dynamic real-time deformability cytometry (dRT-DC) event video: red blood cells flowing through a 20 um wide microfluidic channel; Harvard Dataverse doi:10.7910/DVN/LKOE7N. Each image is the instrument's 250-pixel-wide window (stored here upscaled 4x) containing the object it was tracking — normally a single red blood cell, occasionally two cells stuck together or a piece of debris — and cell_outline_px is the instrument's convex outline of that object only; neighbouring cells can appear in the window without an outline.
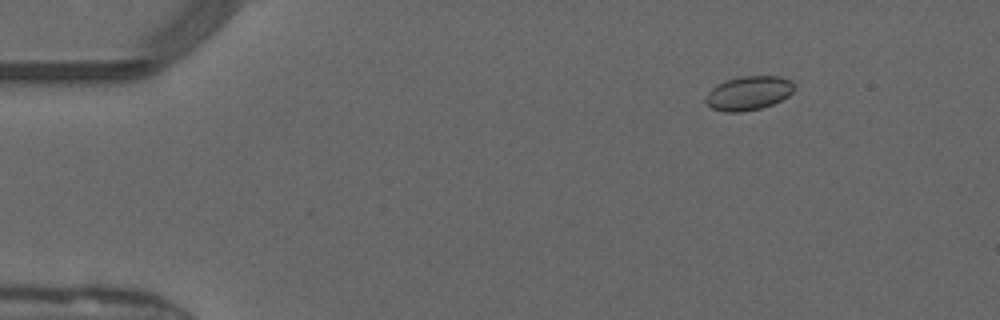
{"species": "common noctule bat (a hibernating species)", "species_latin": "Nyctalus noctula", "temperature_condition": "warm", "stored_images_in_passage": 46, "camera_frame_rate_fps": 3000, "um_per_image_px": 0.085, "animal": {"sex": "male", "forearm_length_mm": 52.5}, "frame": {"image": 1, "passage_image": 2, "time_ms": 0.333, "image_size_px": [1000, 320], "cell_outline_px": [[792, 92], [788, 96], [772, 104], [760, 108], [740, 112], [724, 112], [712, 108], [704, 100], [708, 92], [716, 84], [724, 80], [740, 76], [780, 76], [792, 80]], "centroid_in_image_um": [63.59, 7.9], "position_along_channel_um": 21.4, "area_um2": 17.51}}
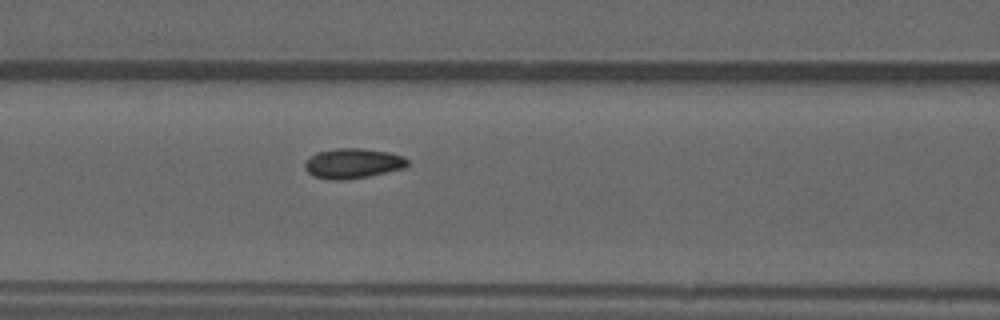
{"frame": {"image": 2, "passage_image": 17, "time_ms": 5.333, "image_size_px": [1000, 320], "cell_outline_px": [[408, 164], [404, 168], [368, 176], [344, 180], [332, 180], [312, 176], [304, 168], [304, 164], [316, 152], [336, 148], [360, 148], [388, 152], [404, 156], [408, 160]], "centroid_in_image_um": [29.98, 13.89], "position_along_channel_um": 136.6, "area_um2": 17.92}}
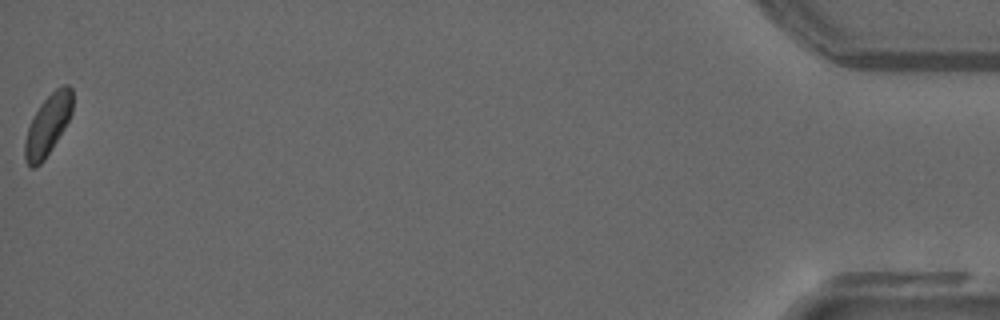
{"frame": {"image": 3, "passage_image": 46, "time_ms": 15.0, "image_size_px": [1000, 320], "cell_outline_px": [[72, 112], [64, 128], [52, 148], [44, 160], [36, 168], [32, 168], [28, 164], [24, 156], [24, 140], [28, 128], [40, 104], [56, 88], [64, 84], [68, 84], [72, 88]], "centroid_in_image_um": [4.06, 10.63], "position_along_channel_um": 431.1, "area_um2": 16.65}}